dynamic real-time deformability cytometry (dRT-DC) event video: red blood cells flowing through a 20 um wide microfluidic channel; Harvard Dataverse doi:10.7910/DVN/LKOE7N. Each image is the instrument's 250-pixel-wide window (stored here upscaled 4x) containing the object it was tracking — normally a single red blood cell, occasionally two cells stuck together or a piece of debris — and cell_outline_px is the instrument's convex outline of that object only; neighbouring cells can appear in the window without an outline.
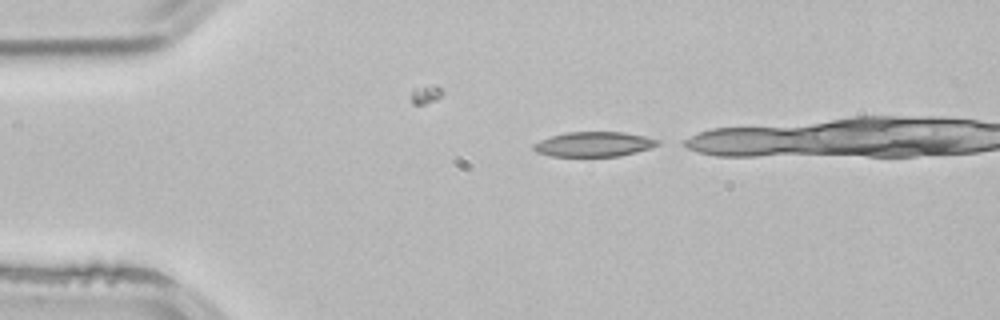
{"species": "common noctule bat (a hibernating species)", "species_latin": "Nyctalus noctula", "temperature_condition": "room temperature", "stored_images_in_passage": 32, "camera_frame_rate_fps": 3000, "um_per_image_px": 0.085, "animal": {"sex": "male", "body_mass_g": 21.5, "forearm_length_mm": 52.0}, "frame": {"image": 1, "passage_image": 1, "time_ms": 0.0, "image_size_px": [1000, 320], "cell_outline_px": [[660, 144], [652, 148], [620, 156], [552, 156], [536, 152], [532, 148], [532, 144], [540, 140], [552, 136], [568, 132], [624, 132], [644, 136], [660, 140]], "centroid_in_image_um": [50.5, 12.26], "position_along_channel_um": 34.5, "area_um2": 17.98}}